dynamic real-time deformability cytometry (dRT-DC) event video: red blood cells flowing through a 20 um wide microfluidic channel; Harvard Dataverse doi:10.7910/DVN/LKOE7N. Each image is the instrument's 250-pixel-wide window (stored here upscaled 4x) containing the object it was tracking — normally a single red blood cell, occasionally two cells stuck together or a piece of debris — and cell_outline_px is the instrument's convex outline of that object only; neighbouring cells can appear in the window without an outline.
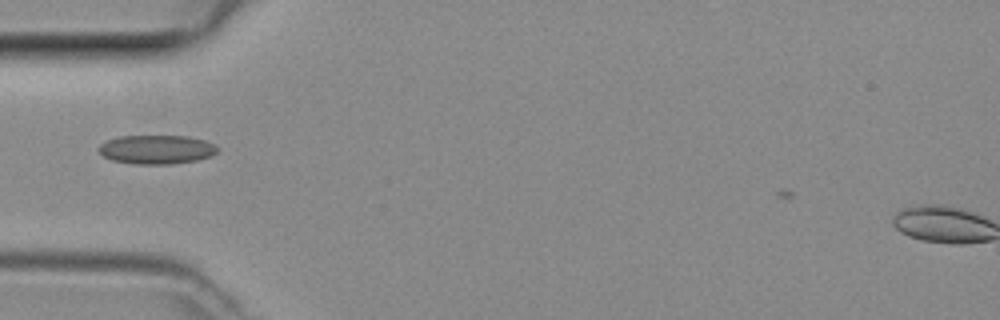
{"species": "common noctule bat (a hibernating species)", "species_latin": "Nyctalus noctula", "temperature_condition": "room temperature", "stored_images_in_passage": 33, "camera_frame_rate_fps": 3000, "um_per_image_px": 0.085, "animal": {"sex": "female", "body_mass_g": 29.2, "forearm_length_mm": 56.3}, "frame": {"image": 1, "passage_image": 1, "time_ms": 0.0, "image_size_px": [1000, 320], "cell_outline_px": [[216, 152], [208, 156], [196, 160], [172, 164], [136, 164], [112, 160], [104, 156], [96, 148], [100, 144], [108, 140], [120, 136], [188, 136], [204, 140], [216, 144]], "centroid_in_image_um": [13.28, 12.7], "position_along_channel_um": 71.7, "area_um2": 19.88}}
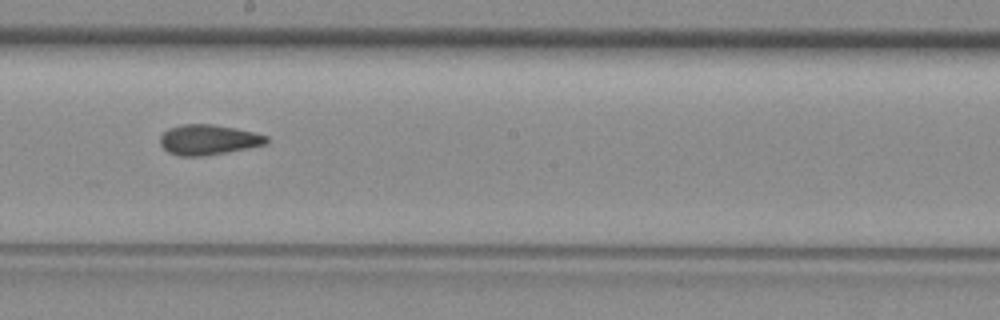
{"frame": {"image": 2, "passage_image": 12, "time_ms": 3.667, "image_size_px": [1000, 320], "cell_outline_px": [[268, 144], [228, 152], [204, 156], [180, 156], [168, 152], [160, 144], [160, 136], [168, 128], [180, 124], [212, 124], [236, 128], [268, 136]], "centroid_in_image_um": [17.71, 11.88], "position_along_channel_um": 230.5, "area_um2": 18.84}}
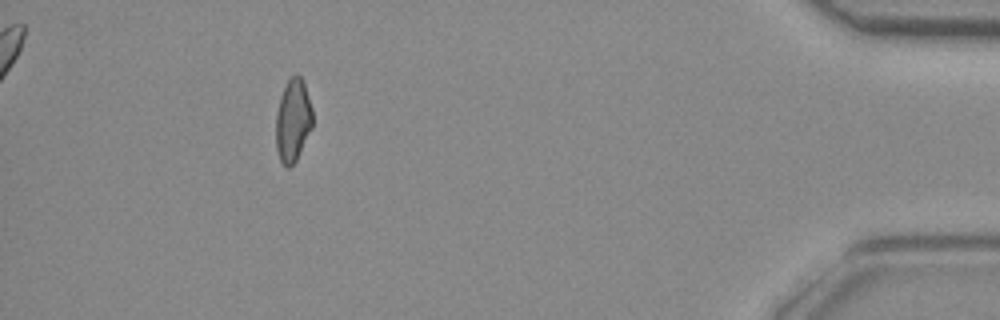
{"frame": {"image": 3, "passage_image": 29, "time_ms": 9.333, "image_size_px": [1000, 320], "cell_outline_px": [[312, 128], [296, 160], [288, 168], [280, 160], [276, 148], [276, 116], [280, 96], [288, 80], [296, 72], [300, 76], [304, 84], [312, 108]], "centroid_in_image_um": [24.9, 10.23], "position_along_channel_um": 410.3, "area_um2": 17.51}}